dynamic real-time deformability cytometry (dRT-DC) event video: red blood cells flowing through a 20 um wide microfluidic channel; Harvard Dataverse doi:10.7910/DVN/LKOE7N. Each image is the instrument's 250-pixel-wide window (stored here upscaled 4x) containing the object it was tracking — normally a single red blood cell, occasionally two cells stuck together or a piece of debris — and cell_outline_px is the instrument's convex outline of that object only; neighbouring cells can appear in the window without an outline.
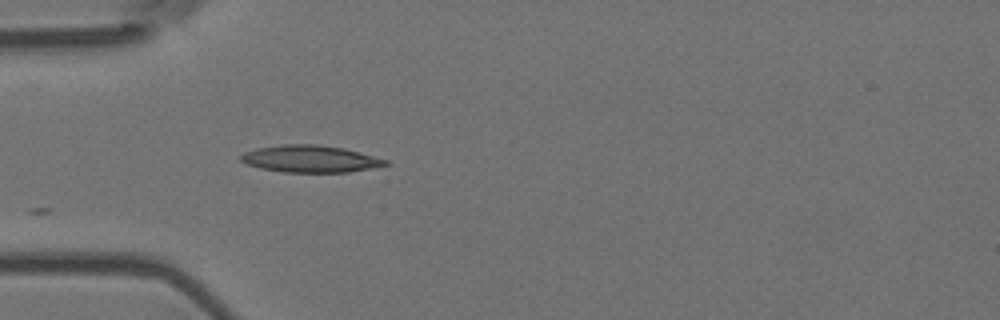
{"species": "Egyptian fruit bat (a non-hibernating species)", "species_latin": "Rousettus aegyptiacus", "temperature_condition": "room temperature", "stored_images_in_passage": 4, "camera_frame_rate_fps": 3000, "um_per_image_px": 0.085, "animal": {"sex": "female"}, "frame": {"image": 1, "passage_image": 4, "time_ms": 1.0, "image_size_px": [1000, 320], "cell_outline_px": [[392, 164], [348, 172], [284, 172], [260, 168], [248, 164], [240, 160], [240, 156], [244, 152], [256, 148], [284, 144], [316, 144], [344, 148], [360, 152], [388, 160]], "centroid_in_image_um": [26.39, 13.5], "position_along_channel_um": 58.6, "area_um2": 22.77}}